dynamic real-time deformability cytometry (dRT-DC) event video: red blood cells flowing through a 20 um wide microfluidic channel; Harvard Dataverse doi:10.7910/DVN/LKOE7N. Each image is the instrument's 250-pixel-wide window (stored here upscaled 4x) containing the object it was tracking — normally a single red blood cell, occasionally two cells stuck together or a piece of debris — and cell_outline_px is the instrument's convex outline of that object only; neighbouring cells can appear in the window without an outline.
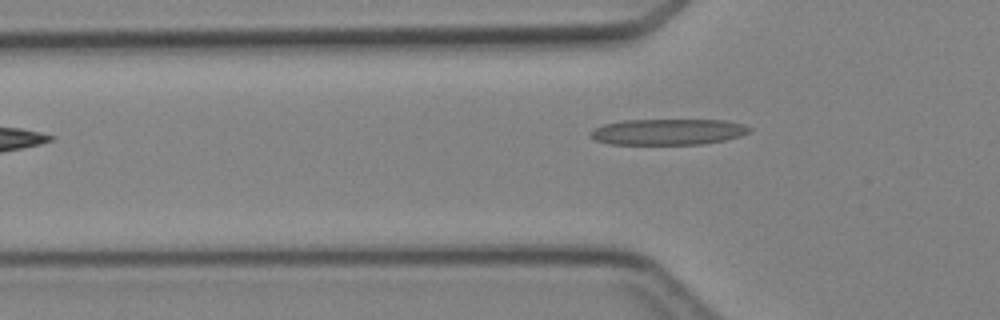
{"species": "Egyptian fruit bat (a non-hibernating species)", "species_latin": "Rousettus aegyptiacus", "temperature_condition": "cold", "stored_images_in_passage": 2, "camera_frame_rate_fps": 3000, "um_per_image_px": 0.085, "animal": {"sex": "female"}, "frame": {"image": 1, "passage_image": 2, "time_ms": 1.333, "image_size_px": [1000, 320], "cell_outline_px": [[752, 132], [740, 136], [724, 140], [700, 144], [608, 144], [596, 140], [588, 136], [588, 132], [592, 128], [604, 124], [624, 120], [724, 120], [744, 124], [752, 128]], "centroid_in_image_um": [56.76, 11.2], "position_along_channel_um": 69.0, "area_um2": 24.28}}